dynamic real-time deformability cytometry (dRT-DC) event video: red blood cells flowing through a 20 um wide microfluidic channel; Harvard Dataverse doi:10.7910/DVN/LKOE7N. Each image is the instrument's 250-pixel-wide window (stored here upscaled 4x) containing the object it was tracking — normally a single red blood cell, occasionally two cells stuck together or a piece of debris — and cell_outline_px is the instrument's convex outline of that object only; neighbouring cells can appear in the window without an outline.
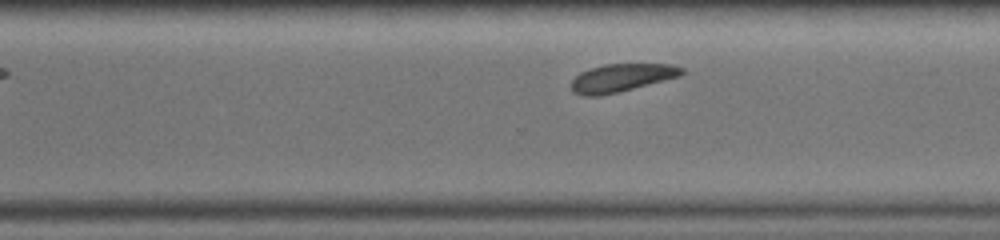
{"species": "common noctule bat (a hibernating species)", "species_latin": "Nyctalus noctula", "temperature_condition": "warm", "stored_images_in_passage": 22, "segment_of_instrument_passage": [2, 2], "camera_frame_rate_fps": 3000, "um_per_image_px": 0.085, "animal": {"sex": "female", "body_mass_g": 19.0, "forearm_length_mm": 51.5}, "frame": {"image": 1, "passage_image": 22, "time_ms": 4.667, "image_size_px": [1000, 240], "cell_outline_px": [[684, 72], [680, 76], [620, 92], [600, 96], [580, 96], [572, 92], [568, 84], [580, 72], [604, 64], [672, 64], [684, 68]], "centroid_in_image_um": [52.78, 6.63], "position_along_channel_um": 317.8, "area_um2": 18.26}}